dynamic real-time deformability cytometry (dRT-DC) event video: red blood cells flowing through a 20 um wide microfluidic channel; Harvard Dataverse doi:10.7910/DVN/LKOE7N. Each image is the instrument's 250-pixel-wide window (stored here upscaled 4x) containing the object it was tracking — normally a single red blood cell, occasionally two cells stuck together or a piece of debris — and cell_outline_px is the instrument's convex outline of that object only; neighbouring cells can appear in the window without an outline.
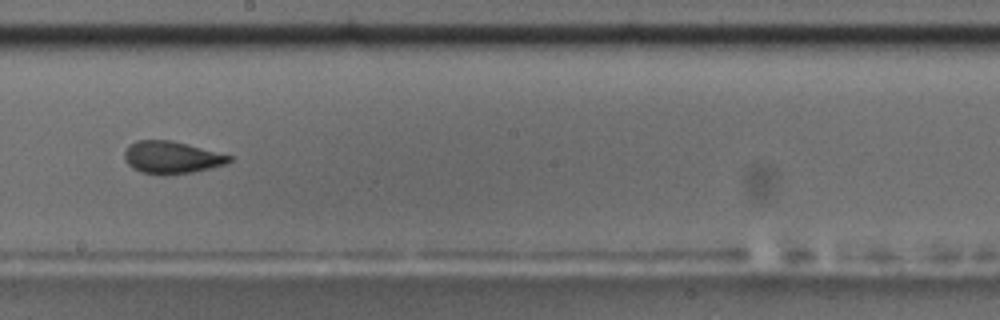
{"species": "common noctule bat (a hibernating species)", "species_latin": "Nyctalus noctula", "temperature_condition": "room temperature", "stored_images_in_passage": 36, "camera_frame_rate_fps": 3000, "um_per_image_px": 0.085, "animal": {"sex": "male", "body_mass_g": 17.5, "forearm_length_mm": 52.3}, "frame": {"image": 1, "passage_image": 16, "time_ms": 5.0, "image_size_px": [1000, 320], "cell_outline_px": [[232, 160], [224, 164], [192, 172], [168, 176], [160, 176], [140, 172], [132, 168], [124, 160], [124, 152], [128, 144], [136, 140], [172, 140], [232, 156]], "centroid_in_image_um": [14.51, 13.39], "position_along_channel_um": 233.7, "area_um2": 19.94}, "authors_computed_cell_mechanics": {"area_um2": 19.8832, "velocity_mm_per_s": 3.6711, "shape_relaxation_time_tau1_ms": null, "shape_relaxation_time_tau2_ms": 1.6003, "deformation_change_tau1": null, "deformation_change_tau2": 0.0731}}